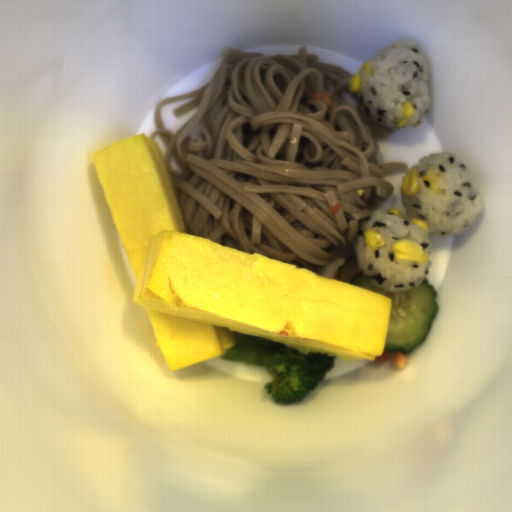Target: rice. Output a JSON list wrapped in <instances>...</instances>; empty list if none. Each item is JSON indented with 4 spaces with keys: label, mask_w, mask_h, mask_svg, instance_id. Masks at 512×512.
I'll use <instances>...</instances> for the list:
<instances>
[{
    "label": "rice",
    "mask_w": 512,
    "mask_h": 512,
    "mask_svg": "<svg viewBox=\"0 0 512 512\" xmlns=\"http://www.w3.org/2000/svg\"><path fill=\"white\" fill-rule=\"evenodd\" d=\"M417 169L419 190L407 196L401 185V200L406 214L397 215L388 210L374 209L359 221L358 236L352 247L357 263V272L368 276L377 289L402 293L420 286L427 279L433 262L430 261L433 249L432 237H455L473 227L486 208V200L475 173L465 160L449 152L429 153L418 159ZM430 169L428 177L434 179L439 174L437 187L445 189L444 194H435L424 186L421 175ZM418 217L427 222L430 236L410 219ZM381 233L386 239V247L372 251L365 246L366 229ZM401 238L418 242L428 254L427 263L395 259L392 250Z\"/></svg>",
    "instance_id": "652b925c"
},
{
    "label": "rice",
    "mask_w": 512,
    "mask_h": 512,
    "mask_svg": "<svg viewBox=\"0 0 512 512\" xmlns=\"http://www.w3.org/2000/svg\"><path fill=\"white\" fill-rule=\"evenodd\" d=\"M390 46L380 47L369 68L360 69V91L356 93L362 115L385 128H400L404 119L401 103L407 100L414 109L402 127H416L430 112L432 98L428 86L431 68L413 38L395 39Z\"/></svg>",
    "instance_id": "023b6e5f"
}]
</instances>
